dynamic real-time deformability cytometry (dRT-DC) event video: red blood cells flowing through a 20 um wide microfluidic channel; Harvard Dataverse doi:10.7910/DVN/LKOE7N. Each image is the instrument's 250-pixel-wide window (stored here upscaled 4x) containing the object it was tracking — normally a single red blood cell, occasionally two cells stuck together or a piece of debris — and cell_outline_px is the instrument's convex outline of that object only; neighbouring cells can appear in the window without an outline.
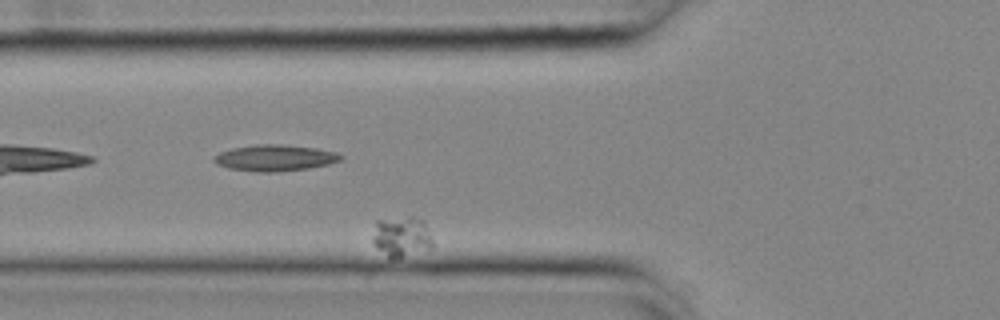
{"species": "common noctule bat (a hibernating species)", "species_latin": "Nyctalus noctula", "temperature_condition": "cold", "stored_images_in_passage": 36, "camera_frame_rate_fps": 3000, "um_per_image_px": 0.085, "animal": {"sex": "female", "body_mass_g": 25.1}, "frame": {"image": 1, "passage_image": 4, "time_ms": 1.0, "image_size_px": [1000, 320], "cell_outline_px": [[432, 248], [392, 260], [388, 260], [372, 240], [376, 220], [408, 216], [412, 216], [424, 220], [432, 240]], "centroid_in_image_um": [34.13, 20.12], "position_along_channel_um": 91.7, "area_um2": 14.33}}